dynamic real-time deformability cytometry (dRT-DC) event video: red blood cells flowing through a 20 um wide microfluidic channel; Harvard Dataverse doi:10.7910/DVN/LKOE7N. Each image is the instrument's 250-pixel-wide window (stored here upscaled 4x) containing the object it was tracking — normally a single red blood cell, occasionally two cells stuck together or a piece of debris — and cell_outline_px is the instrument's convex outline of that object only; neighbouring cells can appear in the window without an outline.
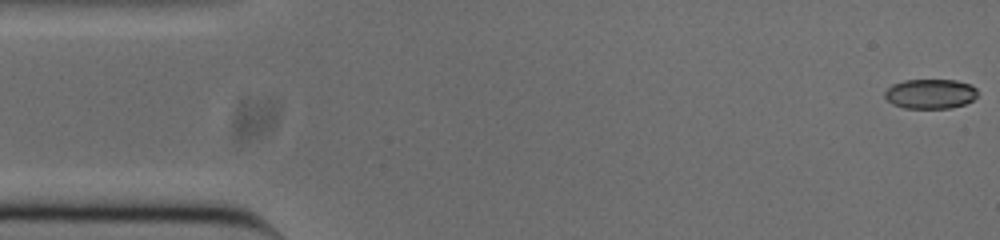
{"species": "common noctule bat (a hibernating species)", "species_latin": "Nyctalus noctula", "temperature_condition": "cold", "stored_images_in_passage": 53, "camera_frame_rate_fps": 3000, "um_per_image_px": 0.085, "animal": {"sex": "male", "body_mass_g": 20.0, "forearm_length_mm": 53.3}, "frame": {"image": 1, "passage_image": 1, "time_ms": 0.0, "image_size_px": [1000, 240], "cell_outline_px": [[976, 96], [972, 100], [964, 104], [952, 108], [904, 108], [892, 104], [884, 96], [884, 92], [892, 84], [904, 80], [956, 80], [968, 84], [976, 88]], "centroid_in_image_um": [79.05, 7.98], "position_along_channel_um": 6.0, "area_um2": 16.01}}
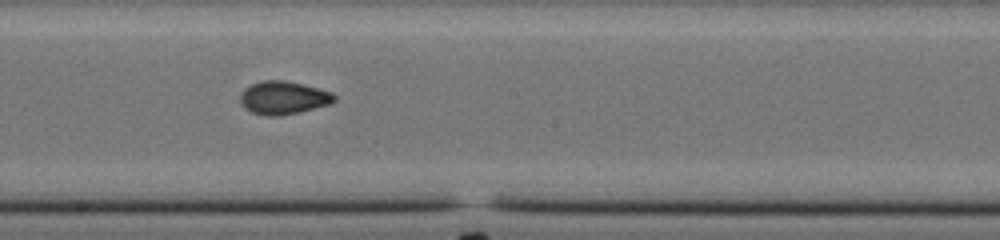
{"frame": {"image": 2, "passage_image": 28, "time_ms": 9.0, "image_size_px": [1000, 240], "cell_outline_px": [[336, 100], [328, 104], [296, 112], [276, 116], [268, 116], [252, 112], [244, 108], [240, 104], [240, 92], [244, 88], [260, 80], [284, 80], [332, 92], [336, 96]], "centroid_in_image_um": [24.02, 8.3], "position_along_channel_um": 224.2, "area_um2": 17.92}}
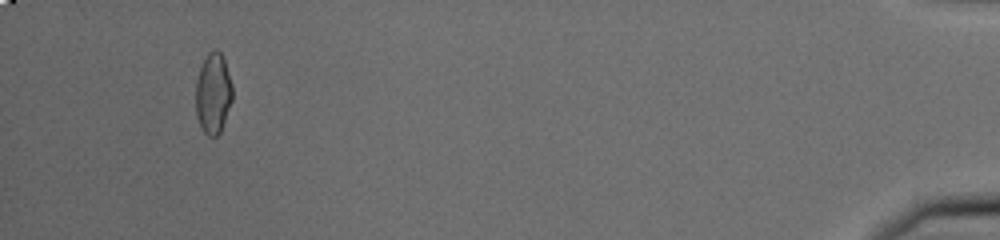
{"frame": {"image": 3, "passage_image": 50, "time_ms": 16.333, "image_size_px": [1000, 240], "cell_outline_px": [[232, 100], [220, 132], [216, 136], [208, 136], [200, 128], [196, 116], [196, 80], [200, 68], [208, 52], [216, 48], [224, 56], [232, 84]], "centroid_in_image_um": [18.12, 7.92], "position_along_channel_um": 417.1, "area_um2": 17.4}, "authors_computed_cell_mechanics": {"area_um2": 17.1666, "velocity_mm_per_s": 3.7818, "shape_relaxation_time_tau1_ms": 5.7655, "shape_relaxation_time_tau2_ms": 2.4529, "deformation_change_tau1": 0.132, "deformation_change_tau2": 0.0558}}